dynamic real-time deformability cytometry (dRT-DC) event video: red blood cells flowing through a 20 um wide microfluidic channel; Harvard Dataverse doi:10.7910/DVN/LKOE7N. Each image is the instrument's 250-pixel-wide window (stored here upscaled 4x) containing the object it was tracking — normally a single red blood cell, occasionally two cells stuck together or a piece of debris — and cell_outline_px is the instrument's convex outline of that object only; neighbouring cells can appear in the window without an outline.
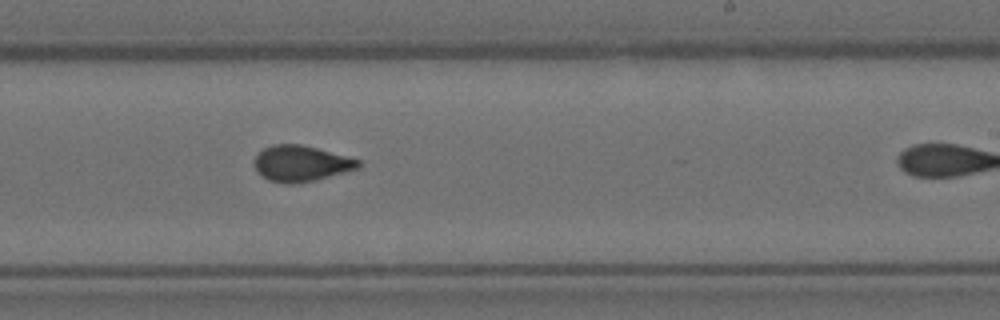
{"species": "Egyptian fruit bat (a non-hibernating species)", "species_latin": "Rousettus aegyptiacus", "temperature_condition": "room temperature", "stored_images_in_passage": 7, "camera_frame_rate_fps": 3000, "um_per_image_px": 0.085, "animal": {"sex": "female"}, "frame": {"image": 1, "passage_image": 6, "time_ms": 1.667, "image_size_px": [1000, 320], "cell_outline_px": [[360, 164], [356, 168], [316, 180], [292, 184], [288, 184], [268, 180], [260, 176], [256, 172], [256, 156], [264, 148], [272, 144], [300, 144], [316, 148], [360, 160]], "centroid_in_image_um": [25.54, 13.9], "position_along_channel_um": 263.5, "area_um2": 21.39}}